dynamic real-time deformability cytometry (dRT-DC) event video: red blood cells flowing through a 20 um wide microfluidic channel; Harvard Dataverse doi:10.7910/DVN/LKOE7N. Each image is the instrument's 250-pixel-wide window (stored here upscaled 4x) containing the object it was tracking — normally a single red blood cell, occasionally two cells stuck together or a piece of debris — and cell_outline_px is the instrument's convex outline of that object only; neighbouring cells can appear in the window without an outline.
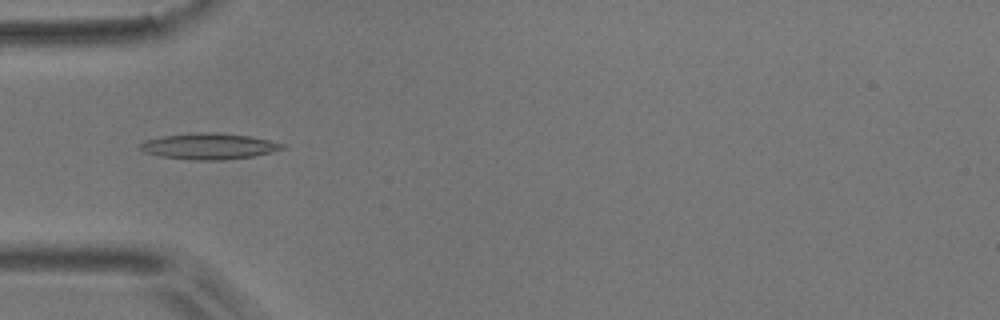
{"species": "common noctule bat (a hibernating species)", "species_latin": "Nyctalus noctula", "temperature_condition": "room temperature", "stored_images_in_passage": 6, "camera_frame_rate_fps": 3000, "um_per_image_px": 0.085, "animal": {"sex": "male", "body_mass_g": 17.9}, "frame": {"image": 1, "passage_image": 4, "time_ms": 1.0, "image_size_px": [1000, 320], "cell_outline_px": [[288, 148], [252, 156], [220, 160], [196, 160], [160, 156], [144, 152], [140, 148], [140, 144], [144, 140], [164, 136], [200, 132], [208, 132], [252, 136], [284, 144]], "centroid_in_image_um": [17.77, 12.43], "position_along_channel_um": 67.2, "area_um2": 21.33}}
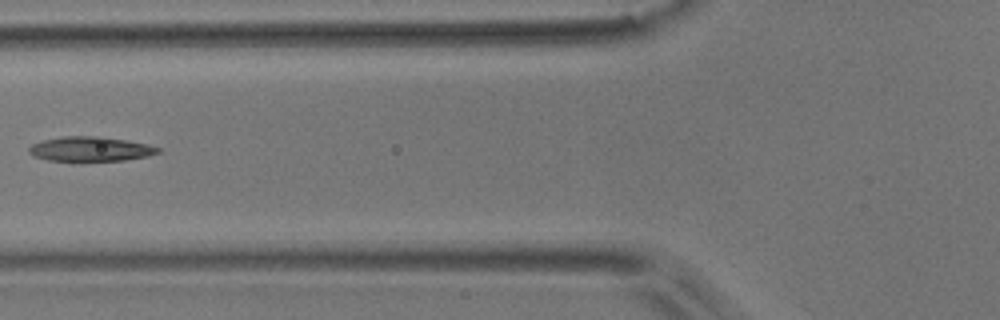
{"frame": {"image": 2, "passage_image": 5, "time_ms": 1.333, "image_size_px": [1000, 320], "cell_outline_px": [[160, 152], [148, 156], [124, 160], [80, 164], [48, 160], [32, 156], [28, 152], [28, 148], [32, 144], [44, 140], [64, 136], [100, 136], [148, 144], [160, 148]], "centroid_in_image_um": [7.64, 12.72], "position_along_channel_um": 118.2, "area_um2": 19.36}}
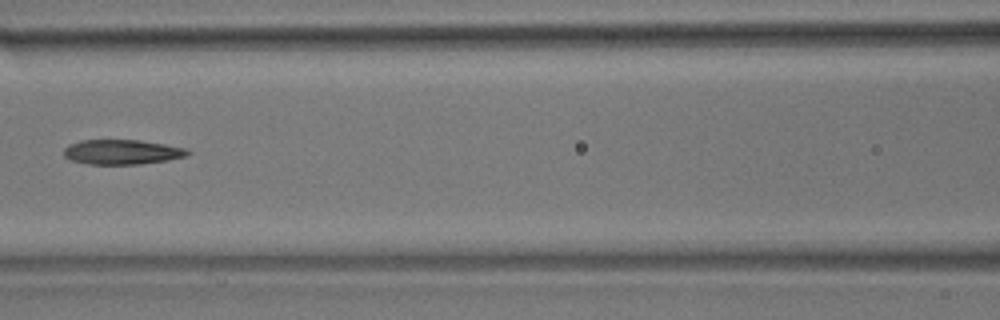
{"frame": {"image": 3, "passage_image": 6, "time_ms": 1.667, "image_size_px": [1000, 320], "cell_outline_px": [[192, 152], [188, 156], [168, 160], [140, 164], [88, 164], [72, 160], [64, 156], [64, 148], [68, 144], [80, 140], [140, 140], [188, 148]], "centroid_in_image_um": [10.41, 12.91], "position_along_channel_um": 156.2, "area_um2": 18.03}}